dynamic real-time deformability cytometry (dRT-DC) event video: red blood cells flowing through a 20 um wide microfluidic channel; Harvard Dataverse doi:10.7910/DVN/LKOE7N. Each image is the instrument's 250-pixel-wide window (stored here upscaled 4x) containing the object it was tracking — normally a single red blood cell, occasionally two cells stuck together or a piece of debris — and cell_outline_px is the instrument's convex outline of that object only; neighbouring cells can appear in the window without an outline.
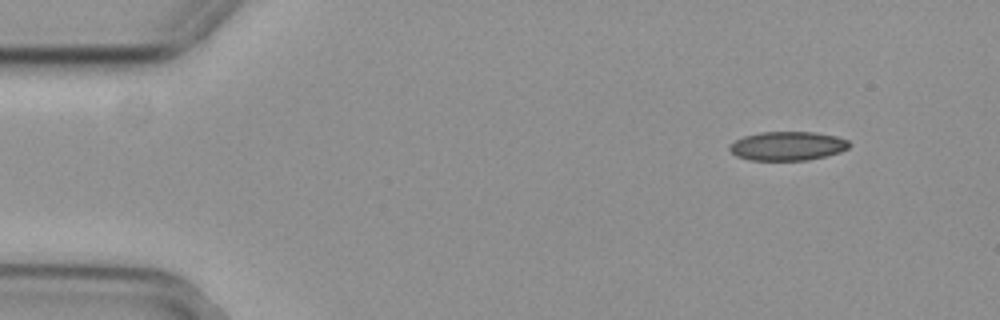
{"species": "common noctule bat (a hibernating species)", "species_latin": "Nyctalus noctula", "temperature_condition": "cold", "stored_images_in_passage": 43, "camera_frame_rate_fps": 3000, "um_per_image_px": 0.085, "animal": {"sex": "female", "body_mass_g": 29.2, "forearm_length_mm": 56.3}, "frame": {"image": 1, "passage_image": 1, "time_ms": 0.0, "image_size_px": [1000, 320], "cell_outline_px": [[852, 144], [848, 148], [840, 152], [808, 160], [748, 160], [736, 156], [728, 148], [736, 140], [744, 136], [760, 132], [816, 132], [836, 136], [848, 140]], "centroid_in_image_um": [66.96, 12.41], "position_along_channel_um": 18.0, "area_um2": 20.17}}
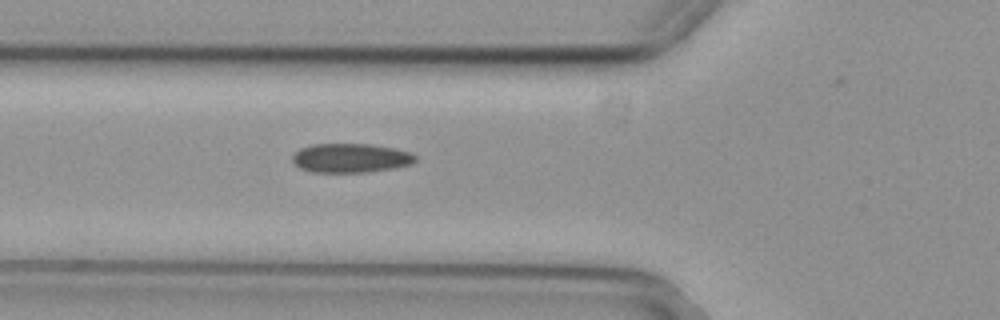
{"frame": {"image": 2, "passage_image": 15, "time_ms": 4.667, "image_size_px": [1000, 320], "cell_outline_px": [[416, 160], [412, 164], [396, 168], [364, 172], [312, 172], [300, 168], [292, 160], [292, 156], [300, 148], [312, 144], [372, 144], [396, 148], [412, 152], [416, 156]], "centroid_in_image_um": [29.85, 13.42], "position_along_channel_um": 96.0, "area_um2": 21.04}}
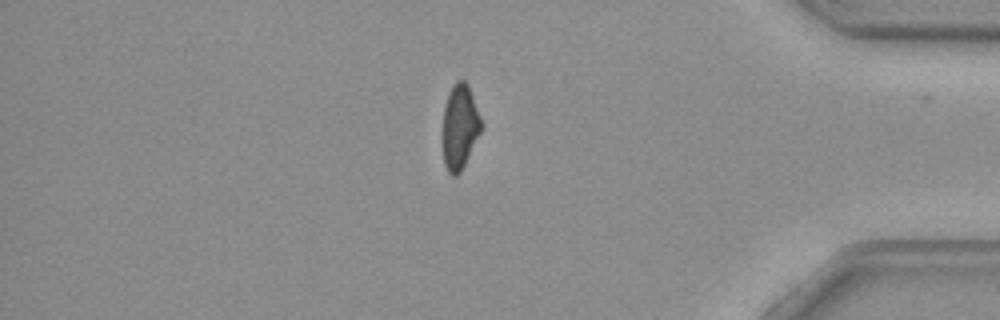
{"frame": {"image": 3, "passage_image": 42, "time_ms": 13.667, "image_size_px": [1000, 320], "cell_outline_px": [[484, 124], [460, 172], [456, 176], [452, 176], [448, 172], [444, 164], [440, 144], [440, 136], [444, 108], [448, 92], [452, 84], [456, 80], [464, 80], [468, 84]], "centroid_in_image_um": [39.03, 10.77], "position_along_channel_um": 396.2, "area_um2": 19.77}, "authors_computed_cell_mechanics": {"area_um2": 21.0392, "velocity_mm_per_s": 3.7119, "shape_relaxation_time_tau1_ms": 7.6325, "shape_relaxation_time_tau2_ms": 4.7724, "deformation_change_tau1": 0.1311, "deformation_change_tau2": 0.0868}}